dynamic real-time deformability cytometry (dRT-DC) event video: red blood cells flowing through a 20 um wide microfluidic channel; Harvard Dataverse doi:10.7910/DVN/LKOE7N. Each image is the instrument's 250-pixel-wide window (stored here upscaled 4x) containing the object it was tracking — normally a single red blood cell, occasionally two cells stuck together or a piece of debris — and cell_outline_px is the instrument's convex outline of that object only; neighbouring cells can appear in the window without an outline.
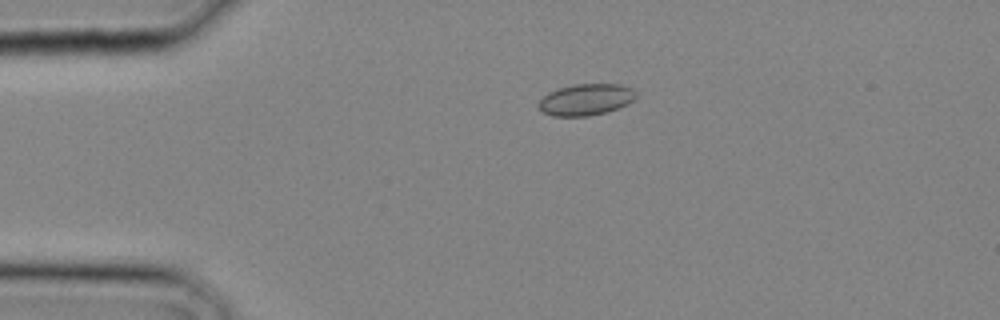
{"species": "common noctule bat (a hibernating species)", "species_latin": "Nyctalus noctula", "temperature_condition": "cold", "stored_images_in_passage": 22, "camera_frame_rate_fps": 3000, "um_per_image_px": 0.085, "animal": {"sex": "male", "body_mass_g": 20.4}, "frame": {"image": 1, "passage_image": 1, "time_ms": 0.0, "image_size_px": [1000, 320], "cell_outline_px": [[636, 96], [628, 104], [608, 112], [588, 116], [552, 116], [544, 112], [536, 104], [548, 92], [560, 88], [576, 84], [620, 84], [632, 88], [636, 92]], "centroid_in_image_um": [49.81, 8.47], "position_along_channel_um": 35.2, "area_um2": 17.86}}
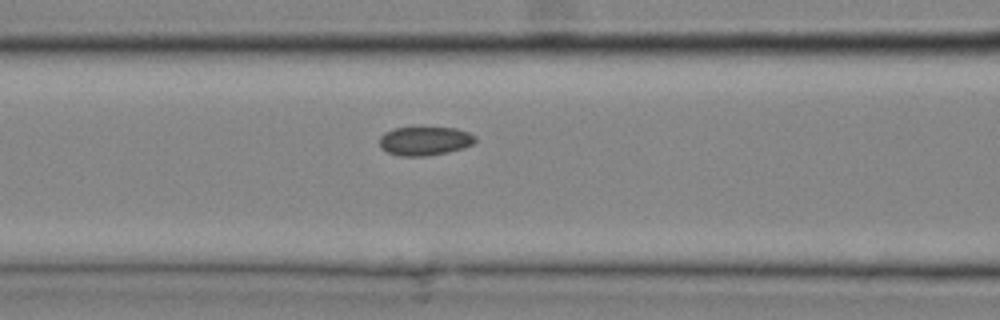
{"frame": {"image": 2, "passage_image": 7, "time_ms": 2.0, "image_size_px": [1000, 320], "cell_outline_px": [[476, 140], [472, 144], [464, 148], [448, 152], [428, 156], [396, 156], [380, 148], [380, 136], [384, 132], [396, 128], [456, 128], [468, 132], [476, 136]], "centroid_in_image_um": [36.1, 11.99], "position_along_channel_um": 130.5, "area_um2": 16.13}}
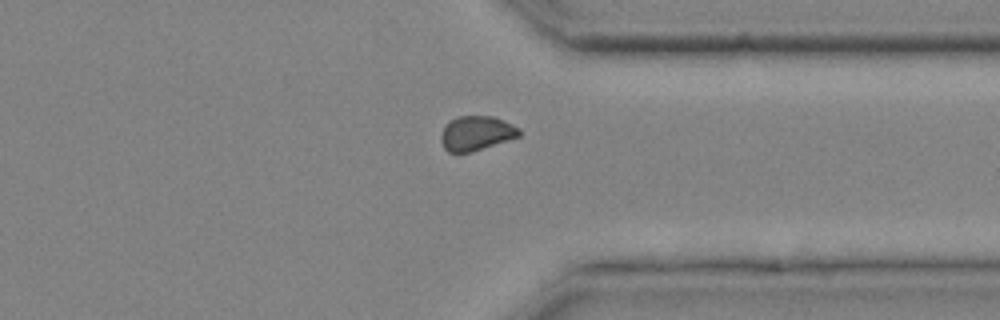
{"frame": {"image": 3, "passage_image": 18, "time_ms": 5.667, "image_size_px": [1000, 320], "cell_outline_px": [[520, 136], [472, 152], [448, 152], [444, 148], [440, 140], [440, 136], [444, 124], [460, 116], [492, 116], [512, 124], [520, 128]], "centroid_in_image_um": [40.47, 11.33], "position_along_channel_um": 370.9, "area_um2": 15.72}}